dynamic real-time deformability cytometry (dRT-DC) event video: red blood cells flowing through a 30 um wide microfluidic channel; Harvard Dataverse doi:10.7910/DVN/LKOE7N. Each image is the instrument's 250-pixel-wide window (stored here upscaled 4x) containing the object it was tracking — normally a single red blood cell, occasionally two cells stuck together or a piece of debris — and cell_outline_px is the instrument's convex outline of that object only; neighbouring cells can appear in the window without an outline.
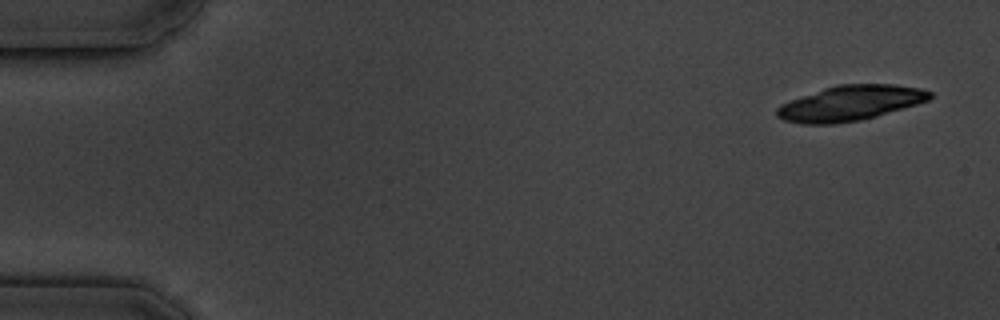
{"species": "common noctule bat (a hibernating species)", "species_latin": "Nyctalus noctula", "temperature_condition": "cold", "stored_images_in_passage": 4, "camera_frame_rate_fps": 3000, "um_per_image_px": 0.085, "animal": {"sex": "male", "body_mass_g": 19.5, "forearm_length_mm": 54.6}, "frame": {"image": 1, "passage_image": 1, "time_ms": 0.0, "image_size_px": [1000, 320], "cell_outline_px": [[932, 96], [928, 100], [916, 104], [876, 116], [860, 120], [836, 124], [804, 124], [784, 120], [776, 116], [776, 108], [780, 104], [824, 88], [840, 84], [892, 84], [920, 88], [932, 92]], "centroid_in_image_um": [72.25, 8.77], "position_along_channel_um": 12.7, "area_um2": 31.1}}